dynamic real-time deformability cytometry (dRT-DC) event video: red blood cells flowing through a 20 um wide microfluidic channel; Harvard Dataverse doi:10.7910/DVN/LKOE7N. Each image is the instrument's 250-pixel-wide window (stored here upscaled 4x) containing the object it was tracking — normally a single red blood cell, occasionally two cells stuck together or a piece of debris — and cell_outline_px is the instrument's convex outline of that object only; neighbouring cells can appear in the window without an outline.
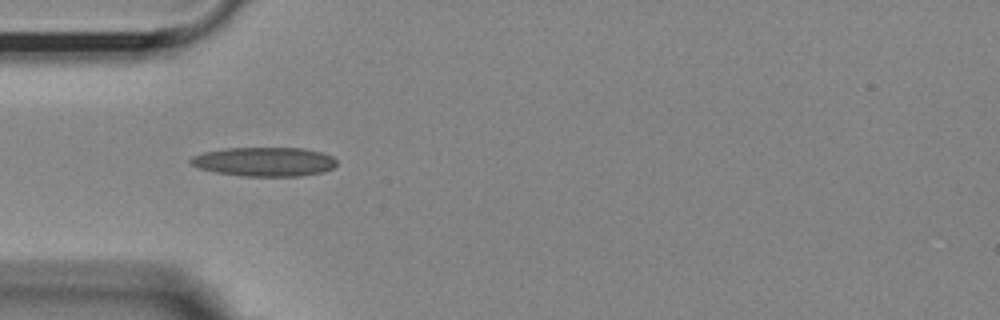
{"species": "Egyptian fruit bat (a non-hibernating species)", "species_latin": "Rousettus aegyptiacus", "temperature_condition": "room temperature", "stored_images_in_passage": 24, "camera_frame_rate_fps": 3000, "um_per_image_px": 0.085, "animal": {"sex": "female"}, "frame": {"image": 1, "passage_image": 1, "time_ms": 0.0, "image_size_px": [1000, 320], "cell_outline_px": [[336, 164], [332, 168], [324, 172], [300, 176], [240, 176], [216, 172], [200, 168], [192, 164], [188, 160], [192, 156], [204, 152], [224, 148], [304, 148], [320, 152], [332, 156], [336, 160]], "centroid_in_image_um": [22.47, 13.74], "position_along_channel_um": 62.5, "area_um2": 24.8}}
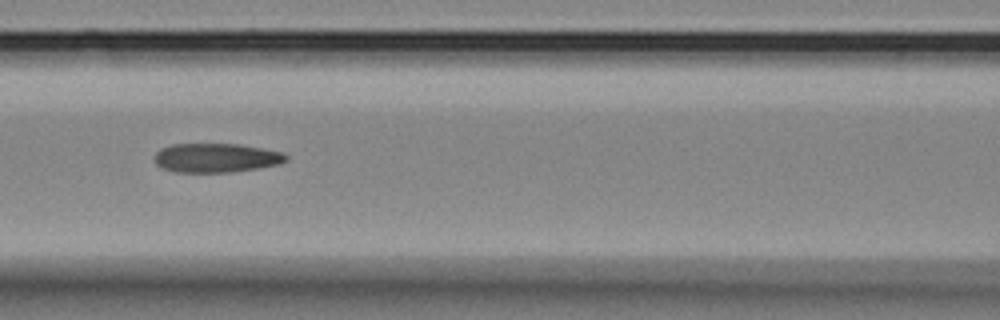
{"frame": {"image": 2, "passage_image": 8, "time_ms": 2.333, "image_size_px": [1000, 320], "cell_outline_px": [[288, 160], [280, 164], [232, 172], [176, 172], [164, 168], [156, 164], [152, 156], [160, 148], [172, 144], [240, 144], [264, 148], [284, 152], [288, 156]], "centroid_in_image_um": [18.38, 13.41], "position_along_channel_um": 148.2, "area_um2": 22.54}}
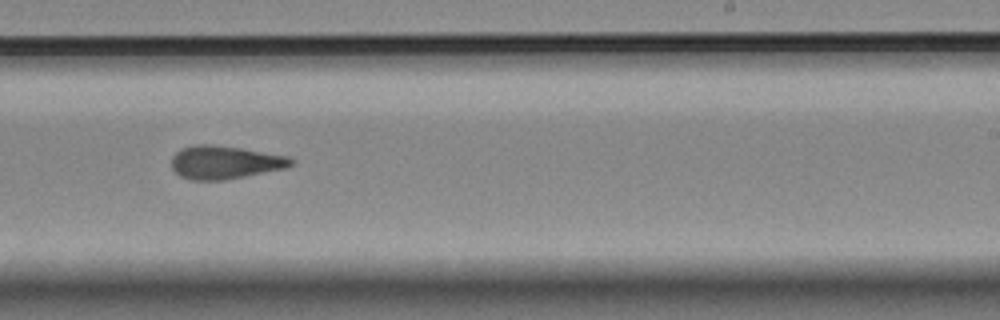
{"frame": {"image": 3, "passage_image": 18, "time_ms": 5.667, "image_size_px": [1000, 320], "cell_outline_px": [[296, 160], [292, 164], [284, 168], [224, 180], [188, 180], [180, 176], [172, 168], [172, 156], [180, 148], [192, 144], [212, 144], [240, 148], [288, 156]], "centroid_in_image_um": [19.07, 13.79], "position_along_channel_um": 269.9, "area_um2": 23.12}}